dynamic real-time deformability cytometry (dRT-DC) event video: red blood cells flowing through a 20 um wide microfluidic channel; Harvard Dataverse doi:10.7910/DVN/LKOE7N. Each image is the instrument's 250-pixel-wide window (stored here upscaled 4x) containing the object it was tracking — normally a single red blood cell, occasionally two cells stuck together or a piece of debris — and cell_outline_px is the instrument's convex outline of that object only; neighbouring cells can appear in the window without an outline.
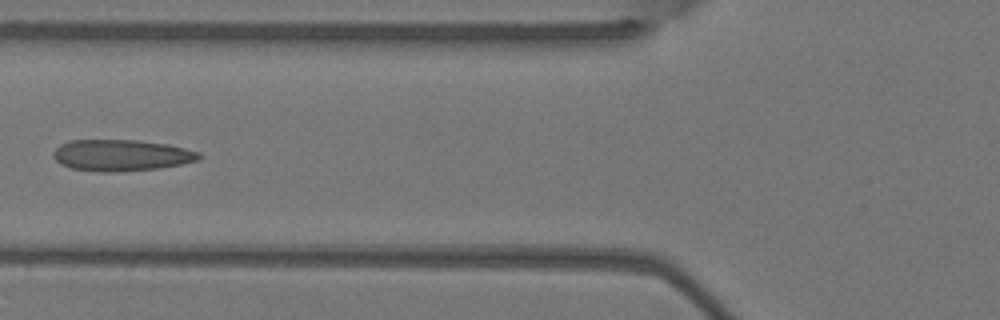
{"species": "Egyptian fruit bat (a non-hibernating species)", "species_latin": "Rousettus aegyptiacus", "temperature_condition": "warm", "stored_images_in_passage": 4, "camera_frame_rate_fps": 3000, "um_per_image_px": 0.085, "animal": {"sex": "female"}, "frame": {"image": 1, "passage_image": 3, "time_ms": 0.667, "image_size_px": [1000, 320], "cell_outline_px": [[200, 156], [196, 160], [180, 164], [160, 168], [116, 172], [100, 172], [72, 168], [60, 164], [52, 156], [52, 152], [60, 144], [68, 140], [136, 140], [168, 144], [200, 152]], "centroid_in_image_um": [10.26, 13.19], "position_along_channel_um": 115.5, "area_um2": 26.65}}
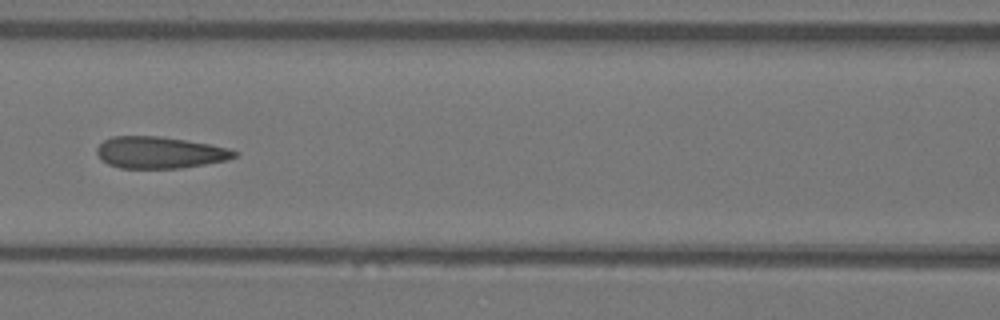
{"frame": {"image": 2, "passage_image": 4, "time_ms": 1.0, "image_size_px": [1000, 320], "cell_outline_px": [[240, 152], [236, 156], [228, 160], [180, 168], [120, 168], [108, 164], [100, 160], [96, 152], [96, 148], [104, 140], [112, 136], [160, 136], [208, 144], [228, 148]], "centroid_in_image_um": [13.55, 12.96], "position_along_channel_um": 153.0, "area_um2": 25.43}}